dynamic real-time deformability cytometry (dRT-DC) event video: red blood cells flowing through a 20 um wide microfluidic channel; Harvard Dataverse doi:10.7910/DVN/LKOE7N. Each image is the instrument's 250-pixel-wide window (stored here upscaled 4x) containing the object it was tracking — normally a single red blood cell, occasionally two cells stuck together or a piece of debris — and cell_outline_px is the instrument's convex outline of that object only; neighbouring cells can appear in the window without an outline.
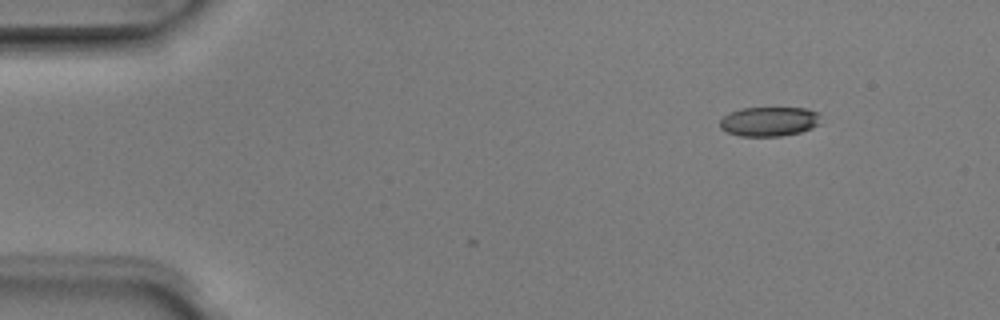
{"species": "Egyptian fruit bat (a non-hibernating species)", "species_latin": "Rousettus aegyptiacus", "temperature_condition": "room temperature", "stored_images_in_passage": 2, "camera_frame_rate_fps": 3000, "um_per_image_px": 0.085, "animal": {"sex": "male"}, "frame": {"image": 1, "passage_image": 2, "time_ms": 0.333, "image_size_px": [1000, 320], "cell_outline_px": [[820, 124], [812, 128], [800, 132], [780, 136], [740, 136], [728, 132], [720, 128], [720, 120], [724, 116], [732, 112], [744, 108], [808, 108], [820, 112]], "centroid_in_image_um": [65.43, 10.32], "position_along_channel_um": 19.6, "area_um2": 17.34}}